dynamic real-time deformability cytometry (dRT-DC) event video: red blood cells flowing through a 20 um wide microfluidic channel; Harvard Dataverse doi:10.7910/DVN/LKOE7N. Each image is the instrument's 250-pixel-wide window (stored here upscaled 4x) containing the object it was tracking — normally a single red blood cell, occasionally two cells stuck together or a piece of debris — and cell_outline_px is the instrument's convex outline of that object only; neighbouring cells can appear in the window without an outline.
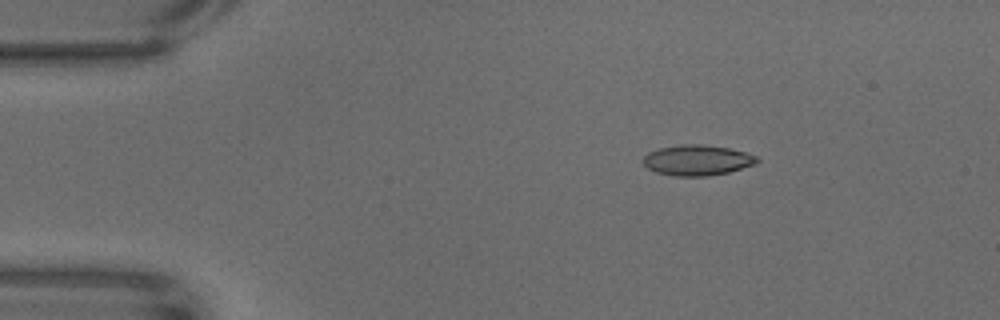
{"species": "common noctule bat (a hibernating species)", "species_latin": "Nyctalus noctula", "temperature_condition": "warm", "stored_images_in_passage": 62, "camera_frame_rate_fps": 3000, "um_per_image_px": 0.085, "animal": {"sex": "male", "body_mass_g": 18.8}, "frame": {"image": 1, "passage_image": 9, "time_ms": 2.667, "image_size_px": [1000, 320], "cell_outline_px": [[760, 160], [756, 164], [728, 172], [708, 176], [676, 176], [656, 172], [648, 168], [644, 164], [644, 156], [648, 152], [660, 148], [680, 144], [700, 144], [728, 148], [744, 152], [756, 156]], "centroid_in_image_um": [59.27, 13.61], "position_along_channel_um": 25.7, "area_um2": 20.11}}
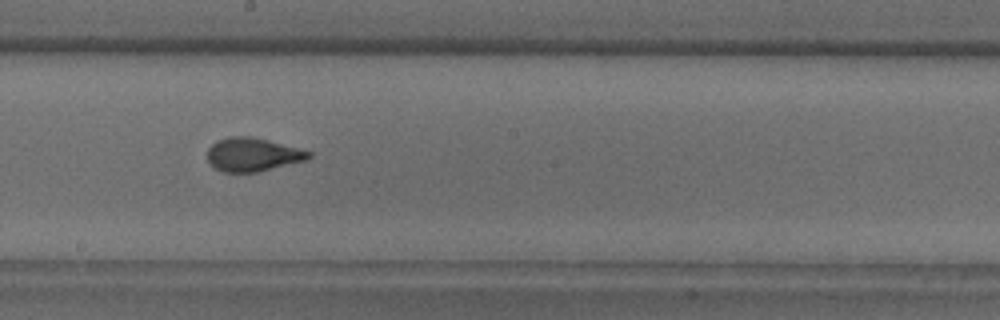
{"frame": {"image": 2, "passage_image": 34, "time_ms": 11.0, "image_size_px": [1000, 320], "cell_outline_px": [[312, 156], [304, 160], [260, 172], [224, 172], [216, 168], [208, 160], [208, 148], [216, 140], [228, 136], [252, 136], [268, 140], [312, 152]], "centroid_in_image_um": [21.46, 13.13], "position_along_channel_um": 226.7, "area_um2": 19.71}}
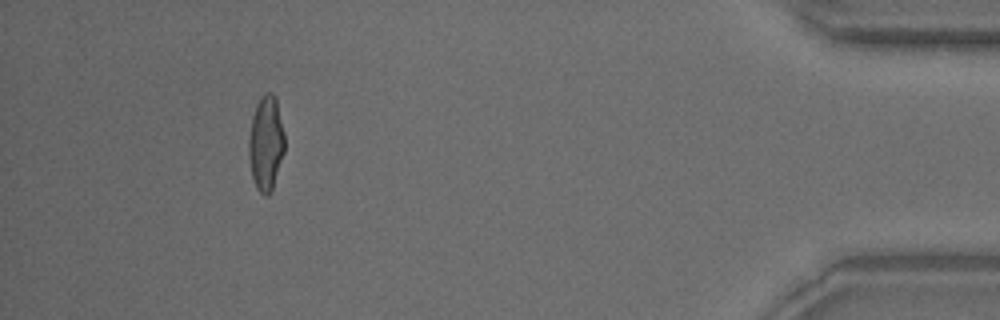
{"frame": {"image": 3, "passage_image": 57, "time_ms": 18.667, "image_size_px": [1000, 320], "cell_outline_px": [[284, 152], [272, 188], [268, 196], [264, 196], [256, 188], [252, 176], [248, 156], [248, 140], [252, 116], [256, 104], [260, 96], [268, 92], [272, 92], [276, 96], [284, 132]], "centroid_in_image_um": [22.59, 12.14], "position_along_channel_um": 412.6, "area_um2": 19.94}}